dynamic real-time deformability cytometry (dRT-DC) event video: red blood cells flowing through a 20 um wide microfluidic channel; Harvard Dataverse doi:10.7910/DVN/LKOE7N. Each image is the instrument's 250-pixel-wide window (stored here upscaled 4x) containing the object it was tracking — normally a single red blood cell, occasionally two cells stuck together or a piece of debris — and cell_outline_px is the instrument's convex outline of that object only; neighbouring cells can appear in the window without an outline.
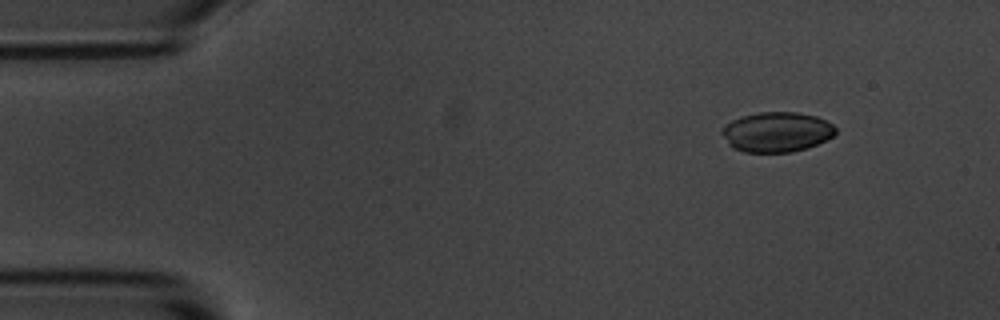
{"species": "common noctule bat (a hibernating species)", "species_latin": "Nyctalus noctula", "temperature_condition": "room temperature", "stored_images_in_passage": 3, "camera_frame_rate_fps": 3000, "um_per_image_px": 0.085, "animal": {"sex": "male", "body_mass_g": 20.1, "forearm_length_mm": 53.5}, "frame": {"image": 1, "passage_image": 1, "time_ms": 0.0, "image_size_px": [1000, 320], "cell_outline_px": [[836, 132], [832, 136], [808, 148], [792, 152], [744, 152], [732, 148], [728, 144], [720, 132], [724, 124], [740, 116], [760, 112], [796, 112], [816, 116], [832, 124], [836, 128]], "centroid_in_image_um": [65.97, 11.22], "position_along_channel_um": 19.0, "area_um2": 26.59}}